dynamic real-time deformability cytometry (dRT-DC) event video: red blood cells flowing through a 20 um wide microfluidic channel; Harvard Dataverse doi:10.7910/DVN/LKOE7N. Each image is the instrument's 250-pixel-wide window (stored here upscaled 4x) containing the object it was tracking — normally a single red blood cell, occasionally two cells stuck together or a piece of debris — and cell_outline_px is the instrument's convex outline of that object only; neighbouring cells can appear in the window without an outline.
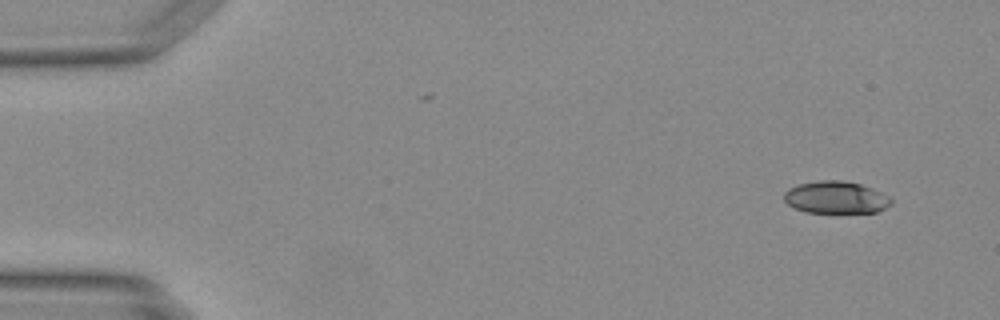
{"species": "Egyptian fruit bat (a non-hibernating species)", "species_latin": "Rousettus aegyptiacus", "temperature_condition": "warm", "stored_images_in_passage": 48, "camera_frame_rate_fps": 3000, "um_per_image_px": 0.085, "animal": {"sex": "female"}, "frame": {"image": 1, "passage_image": 3, "time_ms": 0.667, "image_size_px": [1000, 320], "cell_outline_px": [[892, 204], [876, 212], [804, 212], [788, 204], [784, 200], [784, 192], [788, 188], [800, 184], [820, 180], [844, 180], [860, 184], [872, 188], [888, 196], [892, 200]], "centroid_in_image_um": [71.04, 16.77], "position_along_channel_um": 14.0, "area_um2": 20.0}}
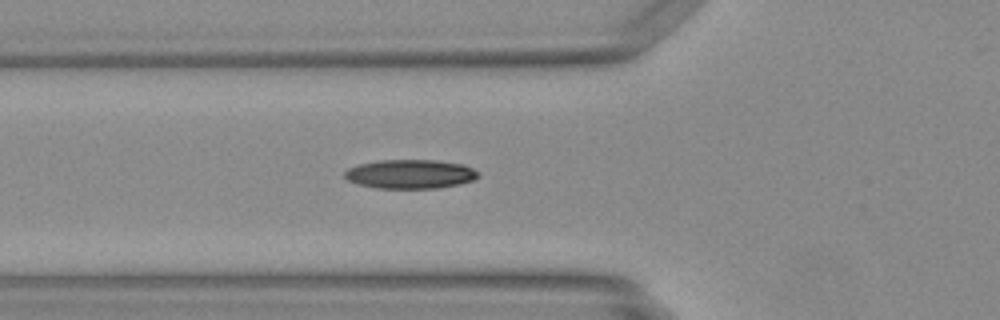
{"frame": {"image": 2, "passage_image": 17, "time_ms": 5.333, "image_size_px": [1000, 320], "cell_outline_px": [[480, 176], [472, 180], [460, 184], [440, 188], [376, 188], [356, 184], [348, 180], [344, 176], [344, 172], [348, 168], [360, 164], [380, 160], [436, 160], [464, 164], [480, 172]], "centroid_in_image_um": [34.89, 14.8], "position_along_channel_um": 90.9, "area_um2": 22.77}}
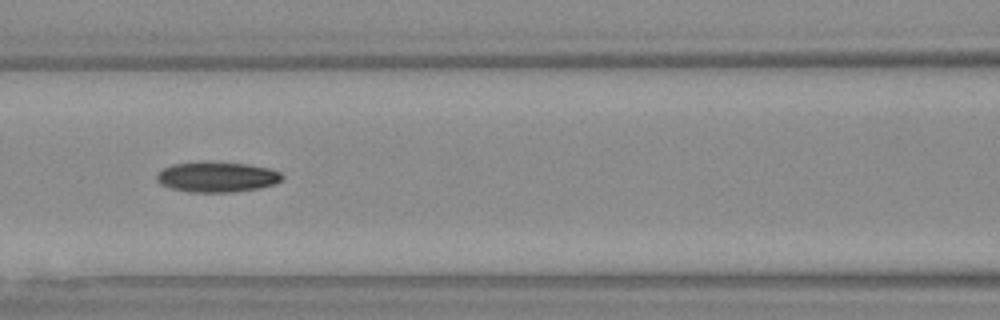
{"frame": {"image": 3, "passage_image": 21, "time_ms": 6.667, "image_size_px": [1000, 320], "cell_outline_px": [[284, 176], [276, 184], [260, 188], [232, 192], [188, 192], [172, 188], [160, 184], [156, 180], [156, 176], [164, 168], [172, 164], [204, 160], [208, 160], [248, 164], [268, 168], [280, 172]], "centroid_in_image_um": [18.44, 15.02], "position_along_channel_um": 148.2, "area_um2": 22.54}}